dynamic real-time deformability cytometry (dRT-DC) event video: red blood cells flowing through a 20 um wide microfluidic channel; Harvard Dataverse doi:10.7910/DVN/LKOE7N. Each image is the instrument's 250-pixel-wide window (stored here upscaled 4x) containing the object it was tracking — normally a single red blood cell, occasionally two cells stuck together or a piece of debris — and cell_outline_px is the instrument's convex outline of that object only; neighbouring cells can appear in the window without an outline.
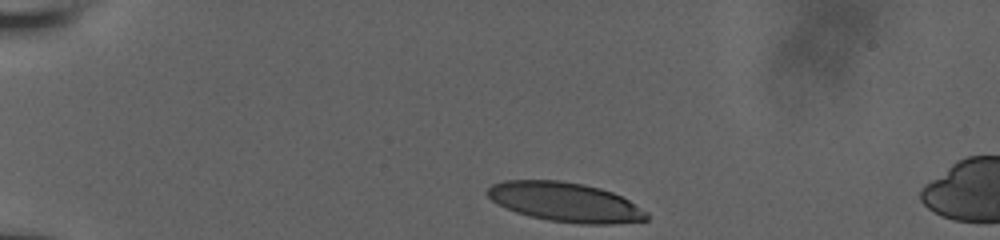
{"species": "human", "species_latin": "Homo sapiens", "temperature_condition": "room temperature", "stored_images_in_passage": 7, "camera_frame_rate_fps": 3000, "um_per_image_px": 0.085, "donor": {"sex": "male"}, "frame": {"image": 1, "passage_image": 1, "time_ms": 0.0, "image_size_px": [1000, 240], "cell_outline_px": [[648, 220], [612, 224], [580, 224], [548, 220], [528, 216], [504, 208], [496, 204], [484, 192], [492, 184], [504, 180], [560, 180], [584, 184], [600, 188], [612, 192], [628, 200], [648, 212]], "centroid_in_image_um": [48.01, 17.18], "position_along_channel_um": 37.0, "area_um2": 36.76}}